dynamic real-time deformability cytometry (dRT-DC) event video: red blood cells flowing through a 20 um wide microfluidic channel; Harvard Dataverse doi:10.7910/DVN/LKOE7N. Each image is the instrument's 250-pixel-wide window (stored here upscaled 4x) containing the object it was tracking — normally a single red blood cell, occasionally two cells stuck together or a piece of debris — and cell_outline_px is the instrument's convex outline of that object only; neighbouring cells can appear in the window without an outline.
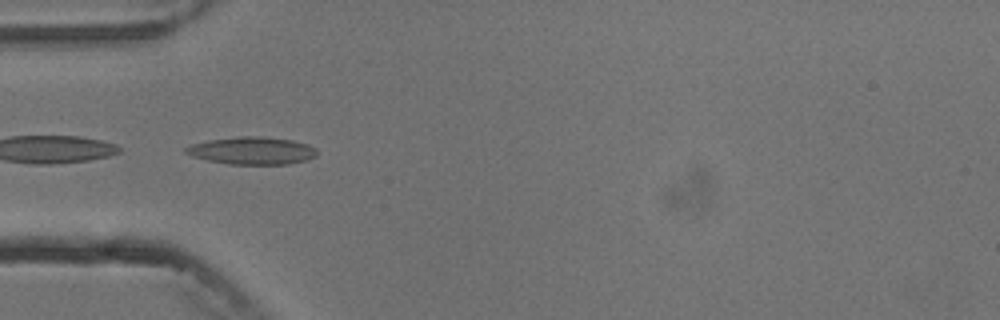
{"species": "common noctule bat (a hibernating species)", "species_latin": "Nyctalus noctula", "temperature_condition": "cold", "stored_images_in_passage": 9, "camera_frame_rate_fps": 3000, "um_per_image_px": 0.085, "animal": {"sex": "male", "body_mass_g": 13.3}, "frame": {"image": 1, "passage_image": 4, "time_ms": 3.333, "image_size_px": [1000, 320], "cell_outline_px": [[316, 156], [308, 160], [288, 164], [228, 164], [208, 160], [192, 156], [184, 152], [184, 148], [192, 144], [208, 140], [240, 136], [260, 136], [292, 140], [308, 144], [316, 148]], "centroid_in_image_um": [21.43, 12.8], "position_along_channel_um": 63.6, "area_um2": 21.04}}
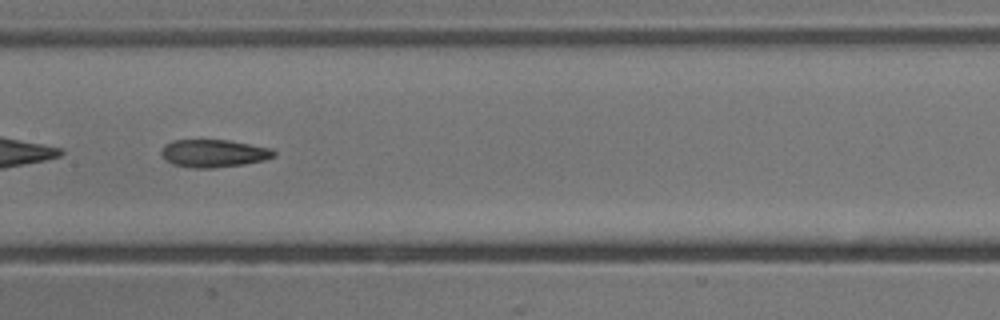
{"frame": {"image": 2, "passage_image": 7, "time_ms": 6.667, "image_size_px": [1000, 320], "cell_outline_px": [[276, 156], [264, 160], [244, 164], [212, 168], [192, 168], [172, 164], [164, 160], [160, 152], [160, 148], [164, 144], [172, 140], [228, 140], [272, 148], [276, 152]], "centroid_in_image_um": [18.13, 13.03], "position_along_channel_um": 189.3, "area_um2": 18.44}}
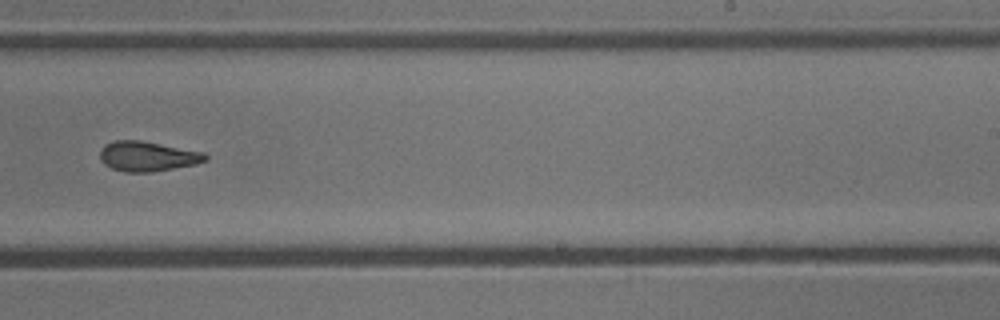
{"frame": {"image": 3, "passage_image": 9, "time_ms": 9.0, "image_size_px": [1000, 320], "cell_outline_px": [[208, 160], [196, 164], [152, 172], [124, 172], [112, 168], [104, 164], [100, 160], [100, 152], [104, 144], [116, 140], [140, 140], [204, 152], [208, 156]], "centroid_in_image_um": [12.54, 13.29], "position_along_channel_um": 276.5, "area_um2": 18.44}}